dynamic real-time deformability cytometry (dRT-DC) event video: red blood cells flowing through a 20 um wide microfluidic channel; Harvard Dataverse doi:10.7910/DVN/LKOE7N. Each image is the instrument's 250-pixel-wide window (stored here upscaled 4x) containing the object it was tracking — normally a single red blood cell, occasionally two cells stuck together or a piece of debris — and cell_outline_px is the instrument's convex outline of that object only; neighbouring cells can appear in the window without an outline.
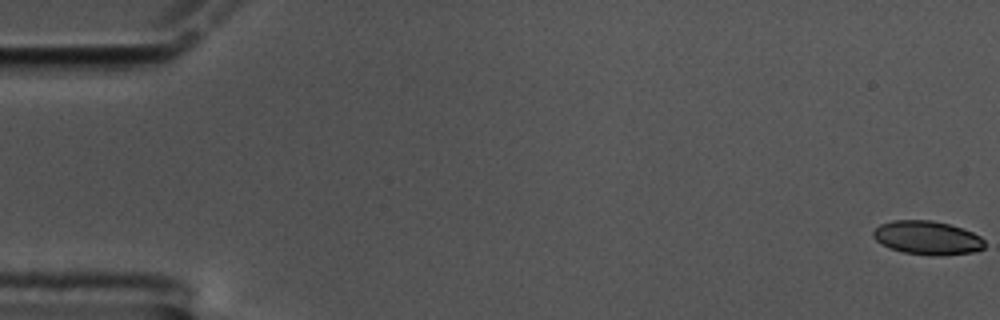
{"species": "common noctule bat (a hibernating species)", "species_latin": "Nyctalus noctula", "temperature_condition": "cold", "stored_images_in_passage": 61, "camera_frame_rate_fps": 3000, "um_per_image_px": 0.085, "animal": {"sex": "male", "body_mass_g": 17.5, "forearm_length_mm": 52.3}, "frame": {"image": 1, "passage_image": 1, "time_ms": 0.0, "image_size_px": [1000, 320], "cell_outline_px": [[984, 248], [972, 252], [940, 256], [936, 256], [904, 252], [892, 248], [876, 240], [872, 236], [872, 232], [880, 224], [892, 220], [932, 220], [948, 224], [972, 232], [980, 236], [984, 240]], "centroid_in_image_um": [78.82, 20.21], "position_along_channel_um": 6.2, "area_um2": 21.68}}
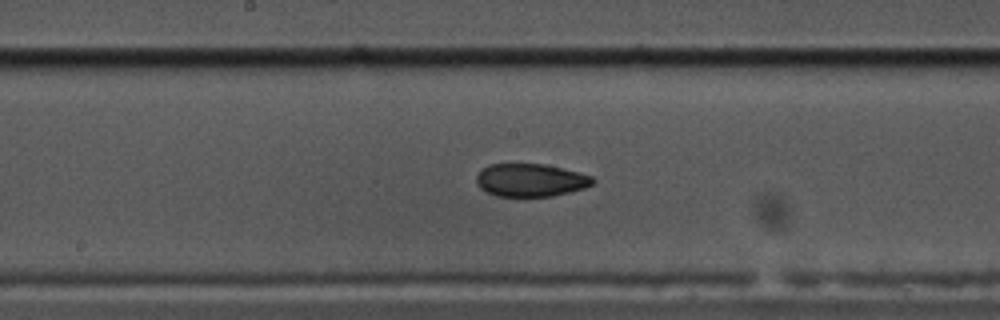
{"frame": {"image": 2, "passage_image": 32, "time_ms": 10.333, "image_size_px": [1000, 320], "cell_outline_px": [[596, 180], [592, 184], [584, 188], [552, 196], [496, 196], [480, 188], [476, 184], [476, 176], [488, 164], [544, 164], [592, 176]], "centroid_in_image_um": [45.08, 15.31], "position_along_channel_um": 203.1, "area_um2": 22.08}}
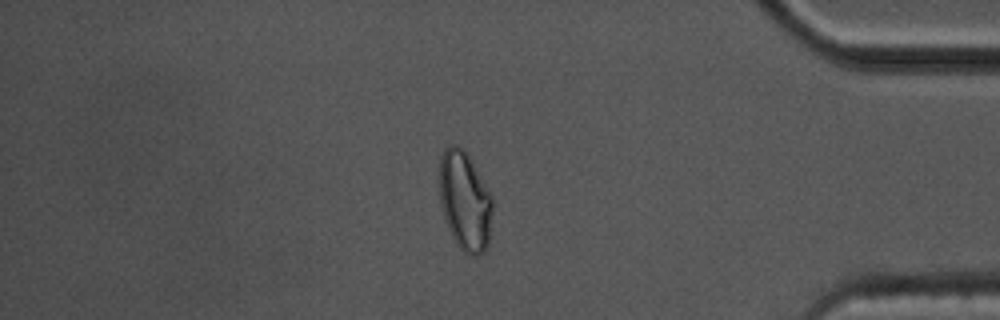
{"frame": {"image": 3, "passage_image": 52, "time_ms": 17.0, "image_size_px": [1000, 320], "cell_outline_px": [[492, 212], [488, 248], [484, 252], [476, 256], [468, 256], [456, 244], [448, 228], [440, 204], [440, 156], [444, 148], [448, 144], [456, 144], [464, 148], [468, 152], [492, 196]], "centroid_in_image_um": [39.52, 17.06], "position_along_channel_um": 395.7, "area_um2": 31.27}, "authors_computed_cell_mechanics": {"area_um2": 23.2356, "velocity_mm_per_s": 3.3469, "shape_relaxation_time_tau1_ms": null, "shape_relaxation_time_tau2_ms": 2.4278, "deformation_change_tau1": null, "deformation_change_tau2": 0.0732}}